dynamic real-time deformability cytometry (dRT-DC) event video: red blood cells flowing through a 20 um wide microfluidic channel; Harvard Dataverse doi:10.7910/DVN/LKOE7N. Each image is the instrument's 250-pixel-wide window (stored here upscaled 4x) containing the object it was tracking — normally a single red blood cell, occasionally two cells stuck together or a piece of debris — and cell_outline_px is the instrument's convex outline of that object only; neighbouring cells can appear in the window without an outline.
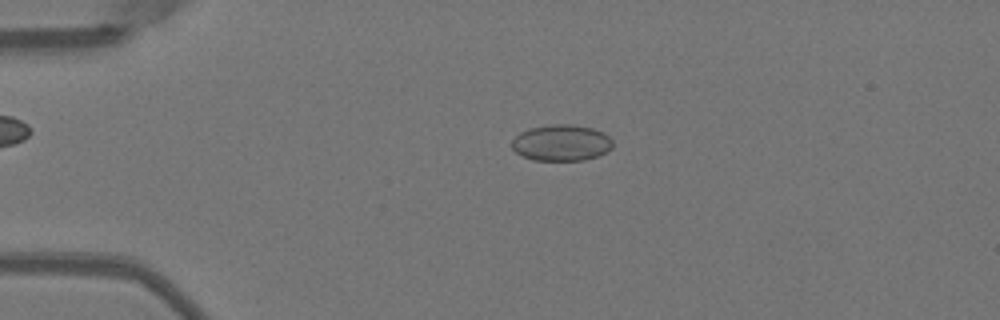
{"species": "Egyptian fruit bat (a non-hibernating species)", "species_latin": "Rousettus aegyptiacus", "temperature_condition": "warm", "stored_images_in_passage": 41, "camera_frame_rate_fps": 3000, "um_per_image_px": 0.085, "animal": {"sex": "female"}, "frame": {"image": 1, "passage_image": 2, "time_ms": 0.333, "image_size_px": [1000, 320], "cell_outline_px": [[612, 148], [596, 156], [584, 160], [532, 160], [516, 152], [512, 148], [512, 140], [520, 132], [528, 128], [552, 124], [572, 124], [592, 128], [604, 132], [612, 140]], "centroid_in_image_um": [47.71, 12.12], "position_along_channel_um": 37.3, "area_um2": 21.27}}
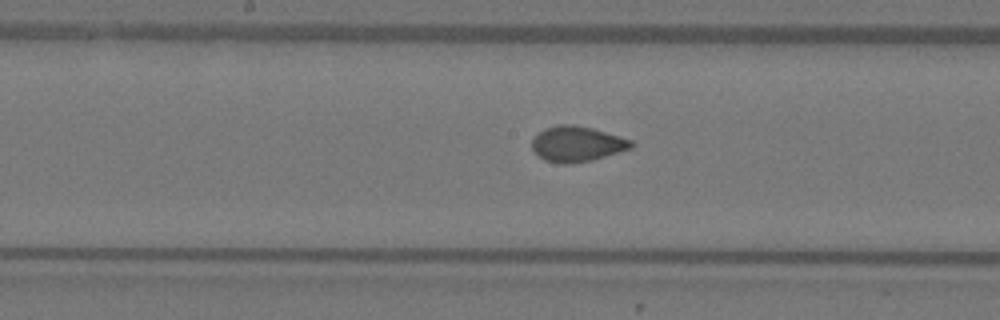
{"frame": {"image": 2, "passage_image": 17, "time_ms": 5.333, "image_size_px": [1000, 320], "cell_outline_px": [[636, 144], [632, 148], [592, 160], [568, 164], [560, 164], [544, 160], [532, 152], [532, 140], [544, 128], [556, 124], [572, 124], [592, 128], [632, 140]], "centroid_in_image_um": [49.02, 12.24], "position_along_channel_um": 199.2, "area_um2": 20.63}}
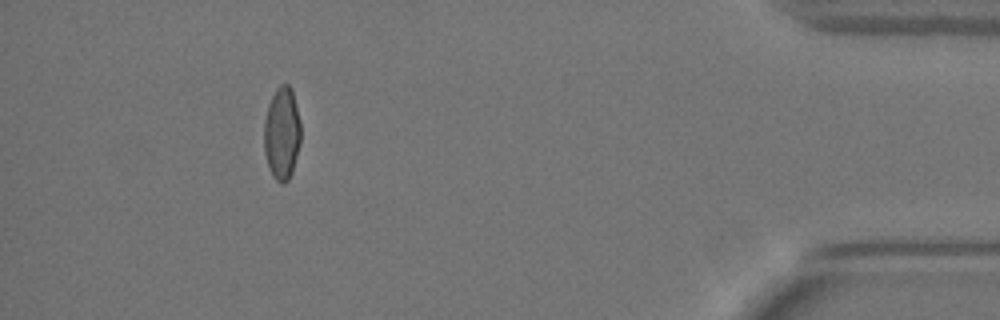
{"frame": {"image": 3, "passage_image": 37, "time_ms": 12.0, "image_size_px": [1000, 320], "cell_outline_px": [[300, 144], [292, 172], [288, 180], [284, 184], [280, 184], [272, 176], [264, 152], [264, 120], [268, 104], [276, 88], [280, 84], [288, 84], [292, 88], [300, 124]], "centroid_in_image_um": [23.95, 11.34], "position_along_channel_um": 411.2, "area_um2": 19.94}, "authors_computed_cell_mechanics": {"area_um2": 20.1722, "velocity_mm_per_s": 4.0067, "shape_relaxation_time_tau1_ms": 8.1552, "shape_relaxation_time_tau2_ms": null, "deformation_change_tau1": 0.179, "deformation_change_tau2": null}}